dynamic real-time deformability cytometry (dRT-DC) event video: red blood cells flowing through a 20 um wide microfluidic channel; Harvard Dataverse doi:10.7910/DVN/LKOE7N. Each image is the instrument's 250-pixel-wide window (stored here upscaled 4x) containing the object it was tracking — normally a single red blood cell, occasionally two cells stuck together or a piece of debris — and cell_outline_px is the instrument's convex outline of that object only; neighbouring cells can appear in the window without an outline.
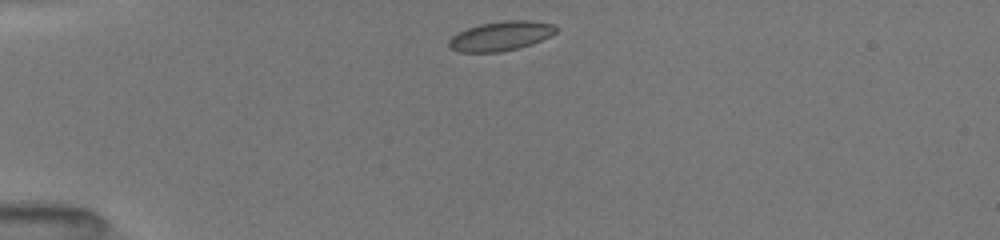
{"species": "common noctule bat (a hibernating species)", "species_latin": "Nyctalus noctula", "temperature_condition": "room temperature", "stored_images_in_passage": 39, "camera_frame_rate_fps": 3000, "um_per_image_px": 0.085, "animal": {"sex": "female", "body_mass_g": 19.5, "forearm_length_mm": 54.1}, "frame": {"image": 1, "passage_image": 1, "time_ms": 0.0, "image_size_px": [1000, 240], "cell_outline_px": [[556, 32], [532, 44], [520, 48], [500, 52], [460, 52], [448, 48], [448, 40], [452, 36], [468, 28], [480, 24], [508, 20], [532, 20], [552, 24], [556, 28]], "centroid_in_image_um": [42.54, 3.07], "position_along_channel_um": 42.5, "area_um2": 18.26}}
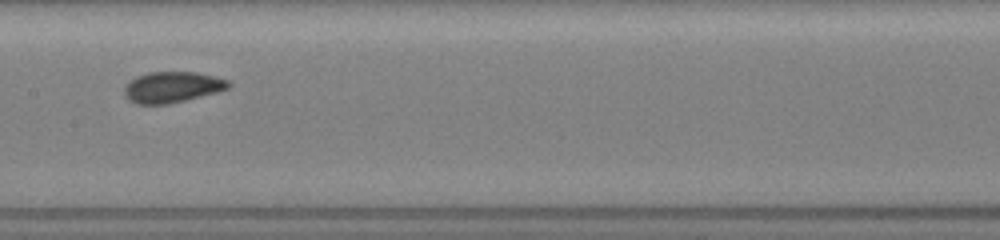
{"frame": {"image": 2, "passage_image": 15, "time_ms": 4.667, "image_size_px": [1000, 240], "cell_outline_px": [[232, 84], [228, 88], [216, 92], [168, 104], [136, 104], [128, 100], [124, 96], [124, 88], [136, 76], [148, 72], [196, 72], [216, 76], [228, 80]], "centroid_in_image_um": [14.63, 7.4], "position_along_channel_um": 192.8, "area_um2": 18.73}}
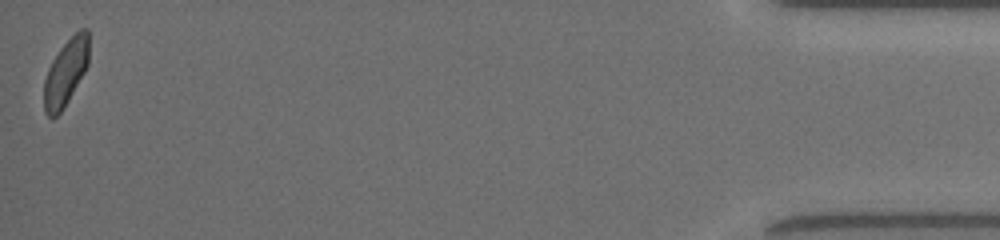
{"frame": {"image": 3, "passage_image": 39, "time_ms": 12.667, "image_size_px": [1000, 240], "cell_outline_px": [[88, 64], [84, 72], [68, 100], [60, 112], [56, 116], [48, 116], [44, 112], [44, 80], [48, 68], [52, 60], [60, 48], [80, 28], [88, 28]], "centroid_in_image_um": [5.58, 6.14], "position_along_channel_um": 429.6, "area_um2": 17.11}, "authors_computed_cell_mechanics": {"area_um2": 17.9758, "velocity_mm_per_s": 4.0133, "shape_relaxation_time_tau1_ms": 3.0832, "shape_relaxation_time_tau2_ms": 3.0207, "deformation_change_tau1": 0.083, "deformation_change_tau2": 0.0441}}